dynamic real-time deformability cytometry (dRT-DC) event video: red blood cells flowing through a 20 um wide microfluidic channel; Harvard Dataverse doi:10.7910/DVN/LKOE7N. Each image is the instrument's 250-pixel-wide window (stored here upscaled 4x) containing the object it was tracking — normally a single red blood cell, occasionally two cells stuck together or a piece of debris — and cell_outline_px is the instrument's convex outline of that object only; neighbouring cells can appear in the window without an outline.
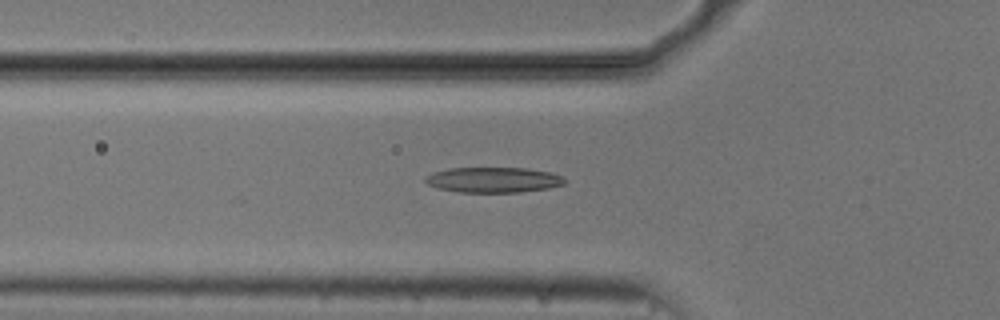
{"species": "common noctule bat (a hibernating species)", "species_latin": "Nyctalus noctula", "temperature_condition": "cold", "stored_images_in_passage": 15, "camera_frame_rate_fps": 3000, "um_per_image_px": 0.085, "animal": {"sex": "male", "body_mass_g": 20.5, "forearm_length_mm": 52.5}, "frame": {"image": 1, "passage_image": 2, "time_ms": 0.333, "image_size_px": [1000, 320], "cell_outline_px": [[564, 184], [548, 188], [520, 192], [460, 192], [440, 188], [428, 184], [424, 180], [424, 176], [432, 172], [448, 168], [524, 168], [552, 172], [564, 176]], "centroid_in_image_um": [41.93, 15.28], "position_along_channel_um": 83.9, "area_um2": 20.58}}
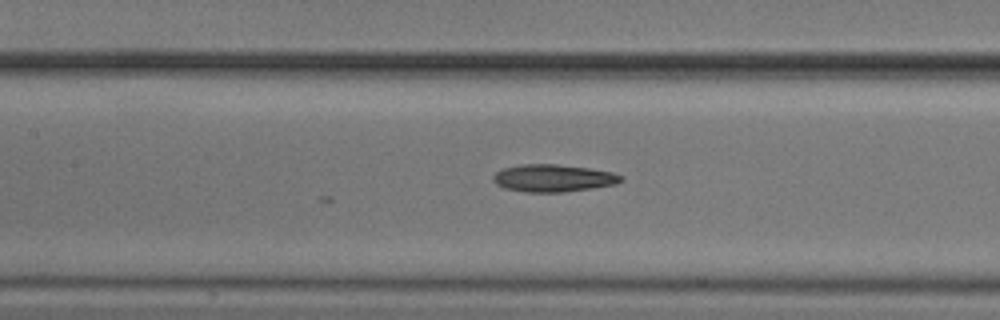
{"frame": {"image": 2, "passage_image": 8, "time_ms": 2.333, "image_size_px": [1000, 320], "cell_outline_px": [[624, 180], [616, 184], [592, 188], [564, 192], [528, 192], [504, 188], [496, 184], [492, 180], [492, 176], [496, 172], [504, 168], [520, 164], [556, 164], [588, 168], [612, 172], [624, 176]], "centroid_in_image_um": [47.03, 15.14], "position_along_channel_um": 160.4, "area_um2": 20.46}}
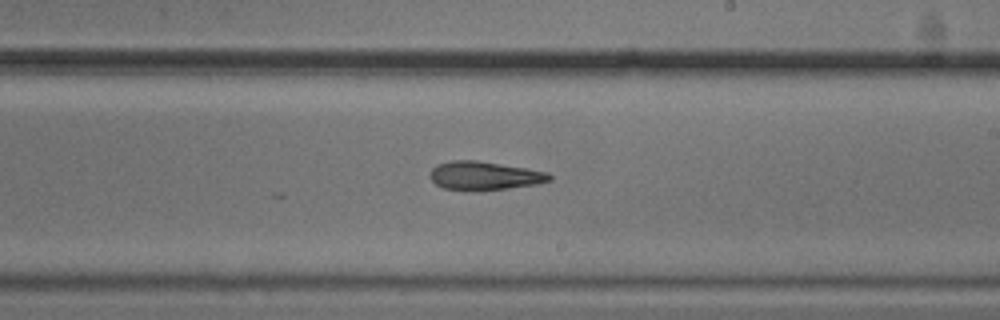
{"frame": {"image": 3, "passage_image": 15, "time_ms": 4.667, "image_size_px": [1000, 320], "cell_outline_px": [[552, 180], [536, 184], [508, 188], [472, 192], [464, 192], [444, 188], [436, 184], [428, 176], [432, 168], [436, 164], [452, 160], [476, 160], [548, 172], [552, 176]], "centroid_in_image_um": [41.12, 14.95], "position_along_channel_um": 247.9, "area_um2": 20.17}}